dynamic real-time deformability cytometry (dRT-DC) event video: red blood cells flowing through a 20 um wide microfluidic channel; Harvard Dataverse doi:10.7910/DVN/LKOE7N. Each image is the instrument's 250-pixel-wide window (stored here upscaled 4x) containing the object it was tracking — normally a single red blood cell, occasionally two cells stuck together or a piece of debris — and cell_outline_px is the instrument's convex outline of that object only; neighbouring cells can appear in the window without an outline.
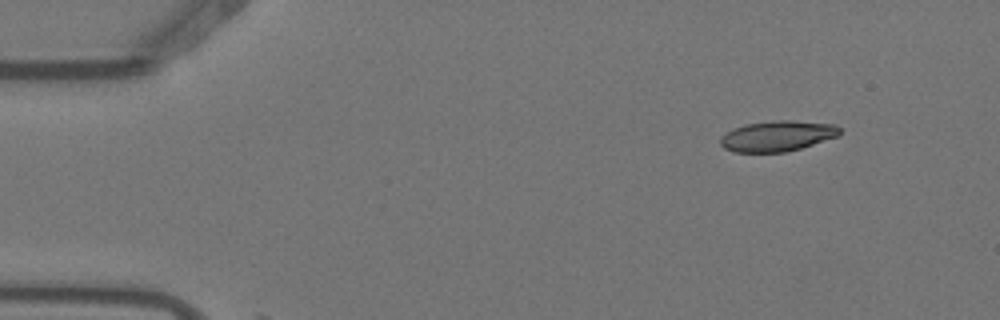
{"species": "Egyptian fruit bat (a non-hibernating species)", "species_latin": "Rousettus aegyptiacus", "temperature_condition": "warm", "stored_images_in_passage": 8, "camera_frame_rate_fps": 3000, "um_per_image_px": 0.085, "animal": {"sex": "female"}, "frame": {"image": 1, "passage_image": 2, "time_ms": 0.333, "image_size_px": [1000, 320], "cell_outline_px": [[840, 132], [836, 136], [800, 148], [784, 152], [736, 152], [724, 148], [720, 144], [720, 136], [732, 128], [744, 124], [776, 120], [792, 120], [836, 124], [840, 128]], "centroid_in_image_um": [66.03, 11.55], "position_along_channel_um": 19.0, "area_um2": 21.21}}
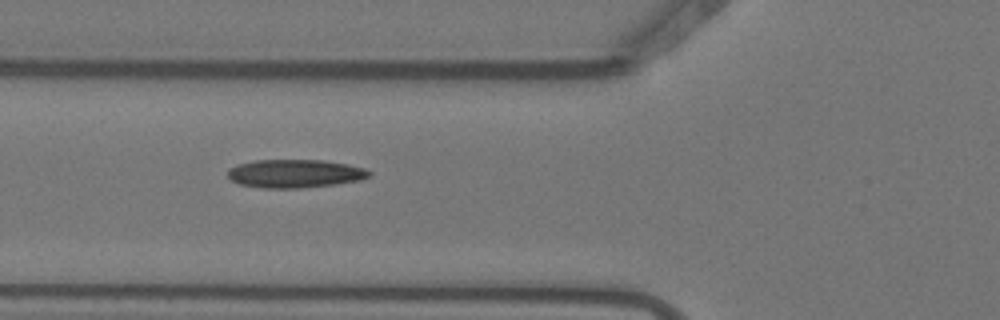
{"frame": {"image": 2, "passage_image": 6, "time_ms": 1.667, "image_size_px": [1000, 320], "cell_outline_px": [[372, 176], [360, 180], [336, 184], [300, 188], [264, 188], [240, 184], [232, 180], [228, 176], [228, 168], [236, 164], [252, 160], [320, 160], [348, 164], [364, 168], [372, 172]], "centroid_in_image_um": [25.07, 14.75], "position_along_channel_um": 100.7, "area_um2": 23.47}}
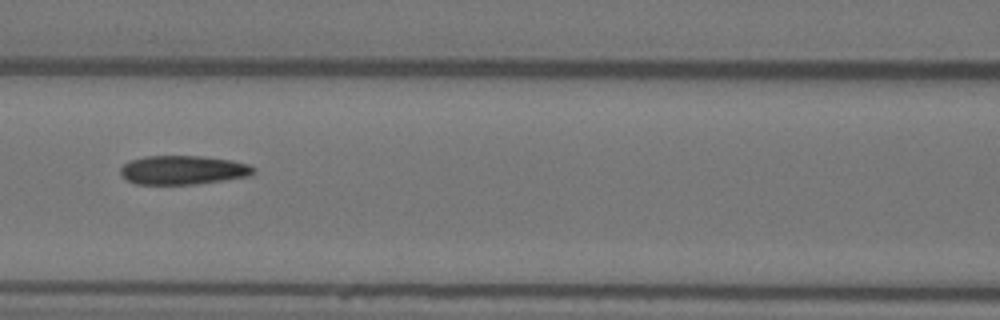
{"frame": {"image": 3, "passage_image": 7, "time_ms": 2.0, "image_size_px": [1000, 320], "cell_outline_px": [[256, 168], [248, 176], [196, 184], [136, 184], [124, 180], [120, 172], [120, 168], [128, 160], [144, 156], [204, 156], [232, 160], [248, 164]], "centroid_in_image_um": [15.5, 14.44], "position_along_channel_um": 151.1, "area_um2": 22.54}}